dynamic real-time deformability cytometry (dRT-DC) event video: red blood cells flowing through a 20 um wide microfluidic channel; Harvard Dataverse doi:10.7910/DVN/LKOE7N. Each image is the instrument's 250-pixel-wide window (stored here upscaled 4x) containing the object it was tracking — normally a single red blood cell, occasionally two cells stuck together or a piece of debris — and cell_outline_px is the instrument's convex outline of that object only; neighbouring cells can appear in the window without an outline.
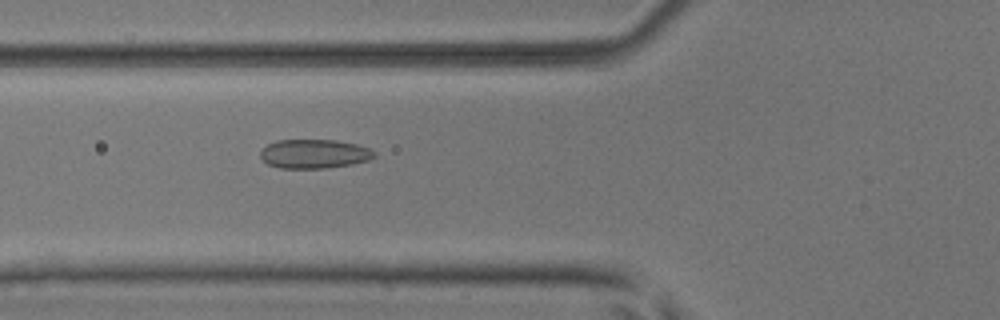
{"species": "common noctule bat (a hibernating species)", "species_latin": "Nyctalus noctula", "temperature_condition": "room temperature", "stored_images_in_passage": 52, "camera_frame_rate_fps": 3000, "um_per_image_px": 0.085, "animal": {"sex": "male", "body_mass_g": 17.9, "forearm_length_mm": 54.2}, "frame": {"image": 1, "passage_image": 20, "time_ms": 6.333, "image_size_px": [1000, 320], "cell_outline_px": [[376, 156], [368, 160], [352, 164], [324, 168], [280, 168], [268, 164], [260, 156], [260, 152], [268, 144], [276, 140], [336, 140], [356, 144], [368, 148], [376, 152]], "centroid_in_image_um": [26.72, 13.07], "position_along_channel_um": 99.1, "area_um2": 19.19}}
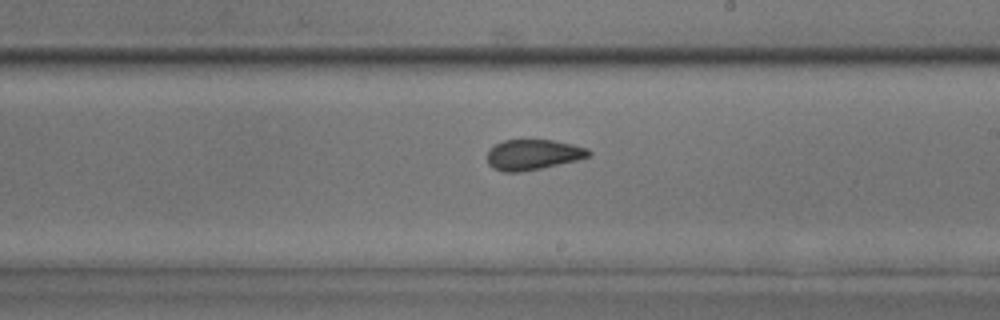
{"frame": {"image": 2, "passage_image": 31, "time_ms": 10.0, "image_size_px": [1000, 320], "cell_outline_px": [[592, 156], [576, 160], [540, 168], [520, 172], [504, 172], [492, 168], [488, 164], [488, 148], [504, 140], [552, 140], [572, 144], [588, 148], [592, 152]], "centroid_in_image_um": [45.3, 13.14], "position_along_channel_um": 243.7, "area_um2": 17.98}}
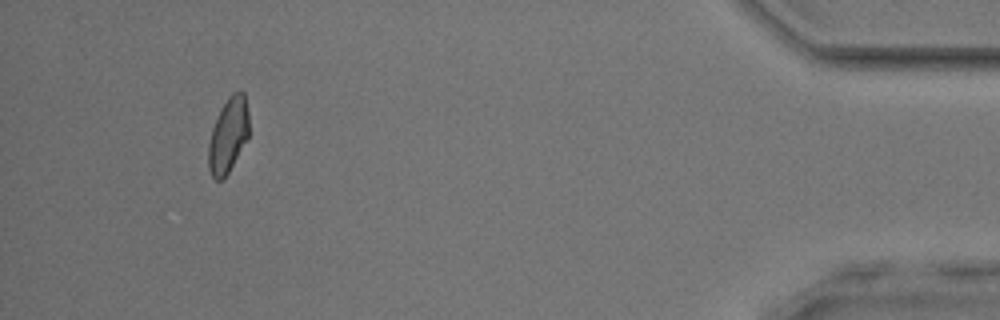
{"frame": {"image": 3, "passage_image": 49, "time_ms": 16.0, "image_size_px": [1000, 320], "cell_outline_px": [[248, 136], [224, 180], [216, 180], [212, 176], [208, 168], [208, 144], [212, 128], [220, 108], [228, 96], [232, 92], [244, 92], [248, 112]], "centroid_in_image_um": [19.37, 11.49], "position_along_channel_um": 415.8, "area_um2": 17.63}, "authors_computed_cell_mechanics": {"area_um2": 18.4671, "velocity_mm_per_s": 3.9564, "shape_relaxation_time_tau1_ms": null, "shape_relaxation_time_tau2_ms": 1.436, "deformation_change_tau1": null, "deformation_change_tau2": 0.06}}